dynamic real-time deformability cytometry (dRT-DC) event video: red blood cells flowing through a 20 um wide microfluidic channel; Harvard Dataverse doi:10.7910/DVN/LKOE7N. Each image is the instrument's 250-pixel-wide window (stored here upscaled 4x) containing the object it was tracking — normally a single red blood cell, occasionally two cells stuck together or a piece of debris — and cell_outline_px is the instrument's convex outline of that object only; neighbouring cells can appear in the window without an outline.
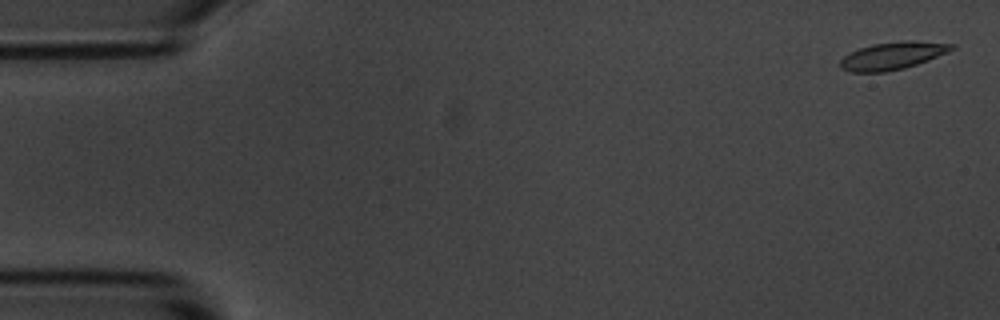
{"species": "common noctule bat (a hibernating species)", "species_latin": "Nyctalus noctula", "temperature_condition": "room temperature", "stored_images_in_passage": 4, "camera_frame_rate_fps": 3000, "um_per_image_px": 0.085, "animal": {"sex": "male", "body_mass_g": 20.1, "forearm_length_mm": 53.5}, "frame": {"image": 1, "passage_image": 1, "time_ms": 0.0, "image_size_px": [1000, 320], "cell_outline_px": [[956, 48], [948, 52], [928, 60], [904, 68], [884, 72], [848, 72], [840, 68], [840, 60], [844, 56], [860, 48], [872, 44], [904, 40], [912, 40], [956, 44]], "centroid_in_image_um": [75.89, 4.73], "position_along_channel_um": 9.1, "area_um2": 17.92}}
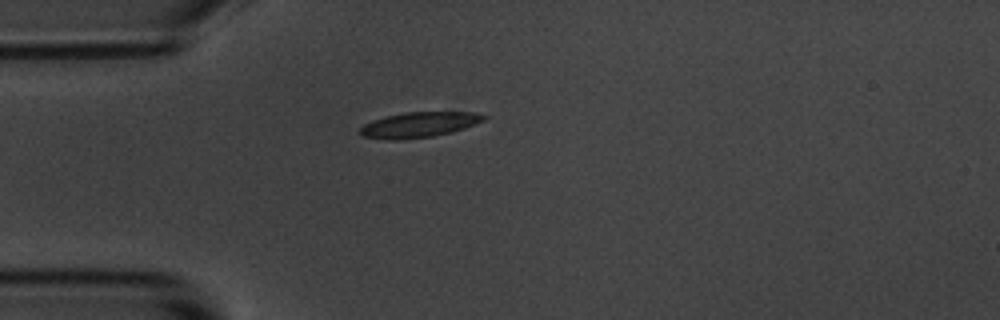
{"frame": {"image": 2, "passage_image": 4, "time_ms": 4.333, "image_size_px": [1000, 320], "cell_outline_px": [[488, 116], [484, 120], [476, 124], [452, 132], [432, 136], [396, 140], [388, 140], [360, 136], [360, 128], [364, 124], [372, 120], [384, 116], [404, 112], [476, 112]], "centroid_in_image_um": [35.6, 10.59], "position_along_channel_um": 49.4, "area_um2": 18.38}}